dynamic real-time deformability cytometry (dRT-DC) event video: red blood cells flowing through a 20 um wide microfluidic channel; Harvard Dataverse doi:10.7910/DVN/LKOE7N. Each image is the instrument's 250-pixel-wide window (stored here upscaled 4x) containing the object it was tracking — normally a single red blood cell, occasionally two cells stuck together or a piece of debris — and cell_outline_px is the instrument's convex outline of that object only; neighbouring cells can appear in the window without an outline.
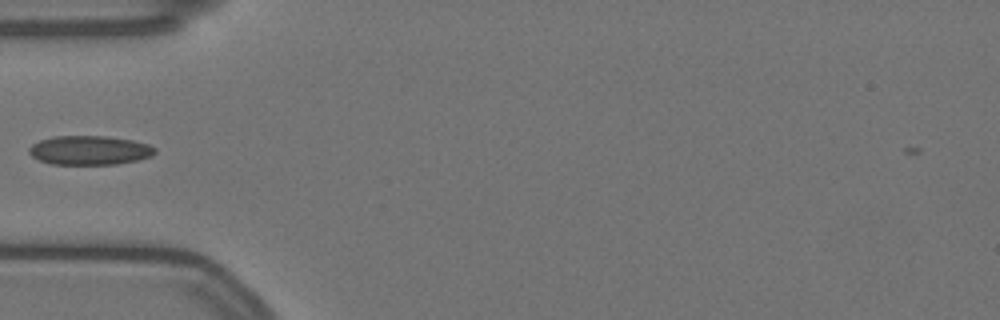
{"species": "Egyptian fruit bat (a non-hibernating species)", "species_latin": "Rousettus aegyptiacus", "temperature_condition": "warm", "stored_images_in_passage": 40, "camera_frame_rate_fps": 3000, "um_per_image_px": 0.085, "animal": {"sex": "female"}, "frame": {"image": 1, "passage_image": 1, "time_ms": 0.0, "image_size_px": [1000, 320], "cell_outline_px": [[156, 152], [152, 156], [136, 160], [116, 164], [52, 164], [40, 160], [32, 156], [28, 152], [28, 148], [32, 144], [40, 140], [52, 136], [104, 136], [132, 140], [148, 144], [156, 148]], "centroid_in_image_um": [7.6, 12.77], "position_along_channel_um": 77.4, "area_um2": 21.33}}
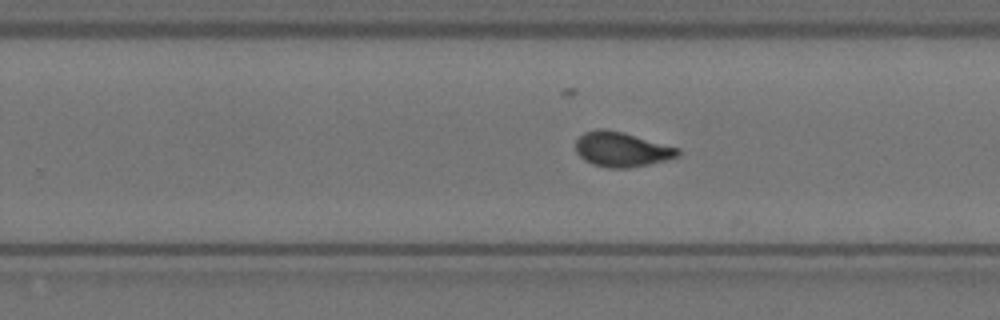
{"frame": {"image": 2, "passage_image": 18, "time_ms": 5.667, "image_size_px": [1000, 320], "cell_outline_px": [[680, 156], [648, 164], [628, 168], [608, 168], [592, 164], [584, 160], [576, 152], [576, 140], [584, 132], [596, 128], [604, 128], [624, 132], [680, 148]], "centroid_in_image_um": [52.83, 12.68], "position_along_channel_um": 277.0, "area_um2": 20.87}}
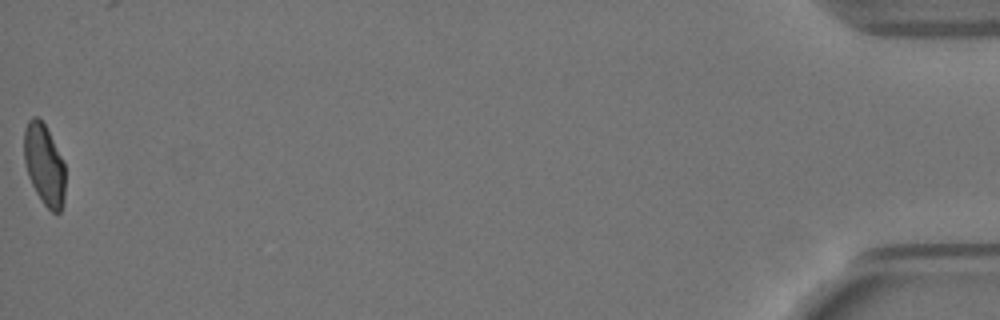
{"frame": {"image": 3, "passage_image": 40, "time_ms": 13.0, "image_size_px": [1000, 320], "cell_outline_px": [[64, 200], [60, 212], [52, 212], [44, 204], [36, 192], [28, 176], [24, 160], [24, 128], [28, 120], [32, 116], [36, 116], [44, 124], [64, 164]], "centroid_in_image_um": [3.73, 14.0], "position_along_channel_um": 431.5, "area_um2": 19.07}}